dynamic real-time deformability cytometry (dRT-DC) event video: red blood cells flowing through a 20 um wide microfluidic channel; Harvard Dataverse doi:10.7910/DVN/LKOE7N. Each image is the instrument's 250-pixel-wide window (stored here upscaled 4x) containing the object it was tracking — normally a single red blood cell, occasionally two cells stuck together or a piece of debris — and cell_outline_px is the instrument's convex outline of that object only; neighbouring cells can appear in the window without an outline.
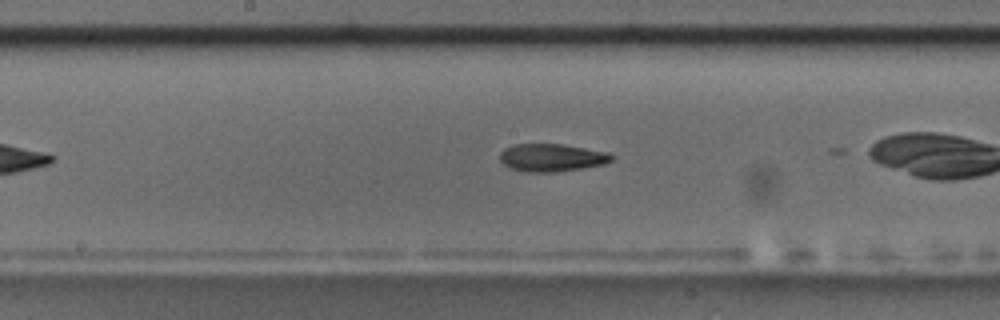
{"species": "common noctule bat (a hibernating species)", "species_latin": "Nyctalus noctula", "temperature_condition": "room temperature", "stored_images_in_passage": 29, "camera_frame_rate_fps": 3000, "um_per_image_px": 0.085, "animal": {"sex": "male", "body_mass_g": 17.5, "forearm_length_mm": 52.3}, "frame": {"image": 1, "passage_image": 13, "time_ms": 4.0, "image_size_px": [1000, 320], "cell_outline_px": [[612, 160], [604, 164], [556, 172], [528, 172], [512, 168], [504, 164], [500, 160], [500, 152], [504, 148], [512, 144], [560, 144], [608, 152], [612, 156]], "centroid_in_image_um": [46.86, 13.39], "position_along_channel_um": 201.3, "area_um2": 17.86}}